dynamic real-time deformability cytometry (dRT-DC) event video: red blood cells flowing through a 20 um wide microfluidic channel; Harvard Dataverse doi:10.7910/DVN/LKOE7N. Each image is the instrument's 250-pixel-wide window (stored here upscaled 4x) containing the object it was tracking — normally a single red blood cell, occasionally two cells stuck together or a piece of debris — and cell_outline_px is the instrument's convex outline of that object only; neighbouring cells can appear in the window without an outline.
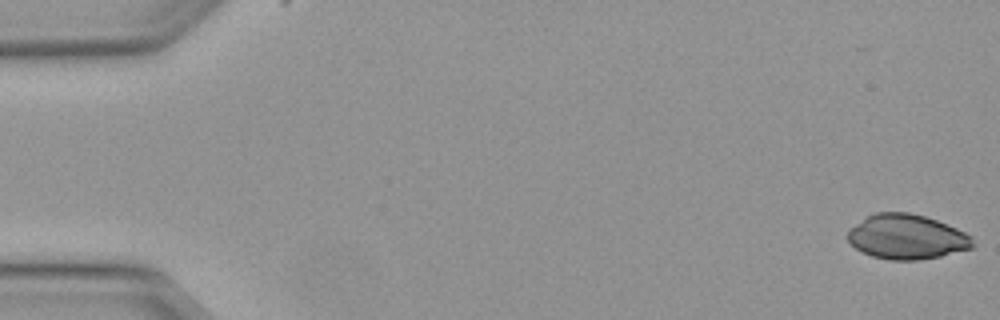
{"species": "Egyptian fruit bat (a non-hibernating species)", "species_latin": "Rousettus aegyptiacus", "temperature_condition": "warm", "stored_images_in_passage": 6, "camera_frame_rate_fps": 3000, "um_per_image_px": 0.085, "animal": {"sex": "female"}, "frame": {"image": 1, "passage_image": 1, "time_ms": 0.0, "image_size_px": [1000, 320], "cell_outline_px": [[976, 244], [972, 248], [940, 256], [920, 260], [888, 260], [872, 256], [856, 248], [848, 240], [848, 228], [868, 216], [876, 212], [908, 212], [924, 216], [936, 220], [956, 228], [972, 236]], "centroid_in_image_um": [77.09, 20.13], "position_along_channel_um": 7.9, "area_um2": 32.6}}